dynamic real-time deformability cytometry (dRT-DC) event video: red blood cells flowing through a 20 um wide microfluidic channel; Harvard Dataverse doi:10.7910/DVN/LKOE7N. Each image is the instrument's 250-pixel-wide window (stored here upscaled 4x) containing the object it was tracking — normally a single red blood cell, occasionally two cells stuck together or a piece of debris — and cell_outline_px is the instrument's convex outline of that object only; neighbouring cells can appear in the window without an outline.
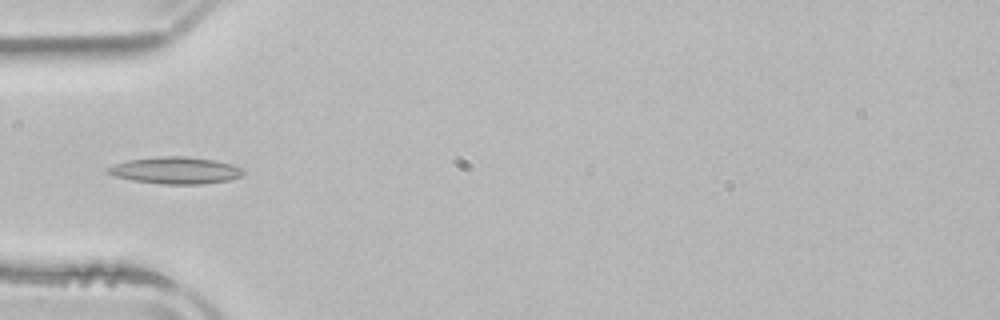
{"species": "common noctule bat (a hibernating species)", "species_latin": "Nyctalus noctula", "temperature_condition": "room temperature", "stored_images_in_passage": 5, "camera_frame_rate_fps": 3000, "um_per_image_px": 0.085, "animal": {"sex": "male", "body_mass_g": 21.5, "forearm_length_mm": 52.0}, "frame": {"image": 1, "passage_image": 5, "time_ms": 6.0, "image_size_px": [1000, 320], "cell_outline_px": [[244, 172], [240, 176], [228, 180], [200, 184], [164, 184], [132, 180], [116, 176], [104, 172], [104, 168], [128, 160], [160, 156], [188, 156], [216, 160], [232, 164], [240, 168]], "centroid_in_image_um": [14.89, 14.47], "position_along_channel_um": 70.1, "area_um2": 21.15}}